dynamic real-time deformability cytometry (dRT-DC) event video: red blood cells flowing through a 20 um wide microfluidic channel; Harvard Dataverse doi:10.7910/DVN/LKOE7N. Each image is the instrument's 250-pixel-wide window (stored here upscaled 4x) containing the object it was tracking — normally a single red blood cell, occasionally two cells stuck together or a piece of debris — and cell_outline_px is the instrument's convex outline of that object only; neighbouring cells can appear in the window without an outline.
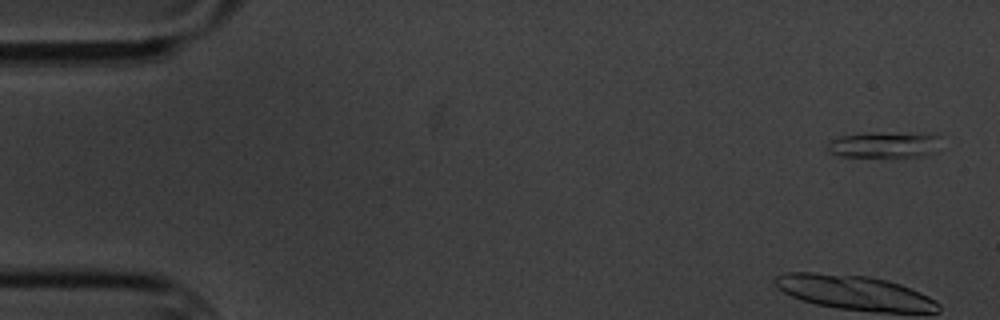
{"species": "common noctule bat (a hibernating species)", "species_latin": "Nyctalus noctula", "temperature_condition": "cold", "stored_images_in_passage": 12, "camera_frame_rate_fps": 3000, "um_per_image_px": 0.085, "animal": {"sex": "male", "body_mass_g": 20.1, "forearm_length_mm": 53.5}, "frame": {"image": 1, "passage_image": 1, "time_ms": 0.0, "image_size_px": [1000, 320], "cell_outline_px": [[940, 136], [936, 152], [920, 156], [840, 156], [828, 152], [828, 140], [840, 136], [860, 132], [936, 132]], "centroid_in_image_um": [75.2, 12.25], "position_along_channel_um": 9.8, "area_um2": 17.8}}